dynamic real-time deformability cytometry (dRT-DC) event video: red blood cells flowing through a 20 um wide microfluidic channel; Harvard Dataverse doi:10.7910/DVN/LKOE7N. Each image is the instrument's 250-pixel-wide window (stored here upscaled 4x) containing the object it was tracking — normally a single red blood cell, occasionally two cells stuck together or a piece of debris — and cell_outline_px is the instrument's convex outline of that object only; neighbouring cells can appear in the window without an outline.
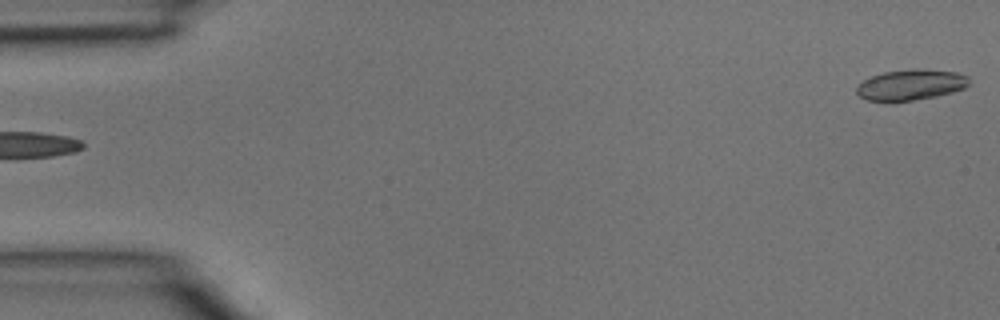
{"species": "common noctule bat (a hibernating species)", "species_latin": "Nyctalus noctula", "temperature_condition": "room temperature", "stored_images_in_passage": 4, "segment_of_instrument_passage": [2, 2], "camera_frame_rate_fps": 3000, "um_per_image_px": 0.085, "animal": {"sex": "male", "body_mass_g": 15.6}, "frame": {"image": 1, "passage_image": 4, "time_ms": 1.0, "image_size_px": [1000, 320], "cell_outline_px": [[968, 84], [964, 88], [952, 92], [936, 96], [912, 100], [868, 100], [860, 96], [856, 92], [856, 88], [864, 80], [872, 76], [884, 72], [912, 68], [920, 68], [956, 72], [968, 76]], "centroid_in_image_um": [77.44, 7.18], "position_along_channel_um": 7.6, "area_um2": 19.83}}